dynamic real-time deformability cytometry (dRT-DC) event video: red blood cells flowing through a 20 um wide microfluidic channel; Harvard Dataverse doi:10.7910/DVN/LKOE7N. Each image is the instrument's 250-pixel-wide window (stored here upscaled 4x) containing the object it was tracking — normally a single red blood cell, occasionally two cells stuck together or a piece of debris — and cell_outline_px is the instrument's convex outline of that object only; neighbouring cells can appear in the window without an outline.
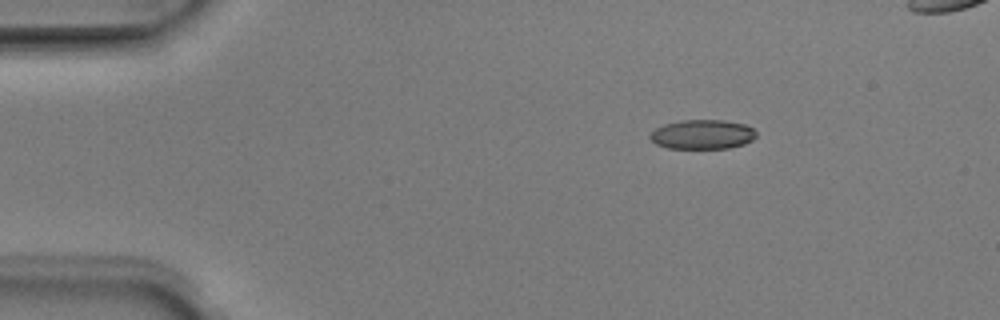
{"species": "Egyptian fruit bat (a non-hibernating species)", "species_latin": "Rousettus aegyptiacus", "temperature_condition": "room temperature", "stored_images_in_passage": 41, "camera_frame_rate_fps": 3000, "um_per_image_px": 0.085, "animal": {"sex": "male"}, "frame": {"image": 1, "passage_image": 1, "time_ms": 0.0, "image_size_px": [1000, 320], "cell_outline_px": [[756, 136], [752, 140], [744, 144], [728, 148], [668, 148], [656, 144], [648, 136], [656, 128], [664, 124], [680, 120], [724, 120], [744, 124], [752, 128], [756, 132]], "centroid_in_image_um": [59.7, 11.42], "position_along_channel_um": 25.3, "area_um2": 18.15}}
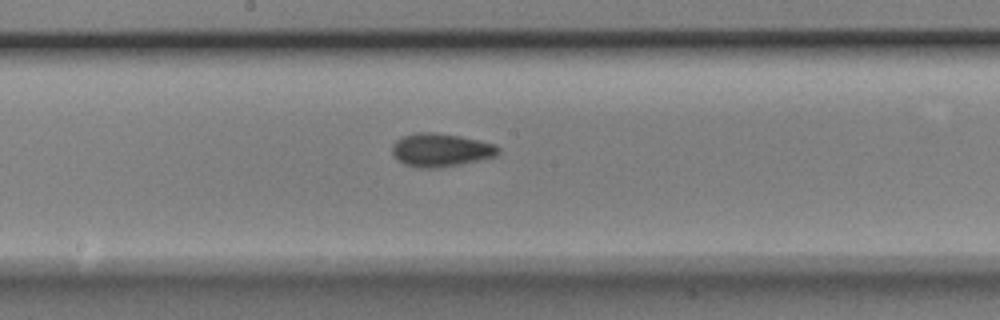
{"frame": {"image": 2, "passage_image": 20, "time_ms": 6.333, "image_size_px": [1000, 320], "cell_outline_px": [[500, 152], [496, 156], [460, 164], [440, 168], [416, 168], [404, 164], [396, 160], [392, 152], [392, 148], [396, 140], [400, 136], [416, 132], [432, 132], [460, 136], [480, 140], [496, 144], [500, 148]], "centroid_in_image_um": [37.45, 12.75], "position_along_channel_um": 210.8, "area_um2": 20.87}}
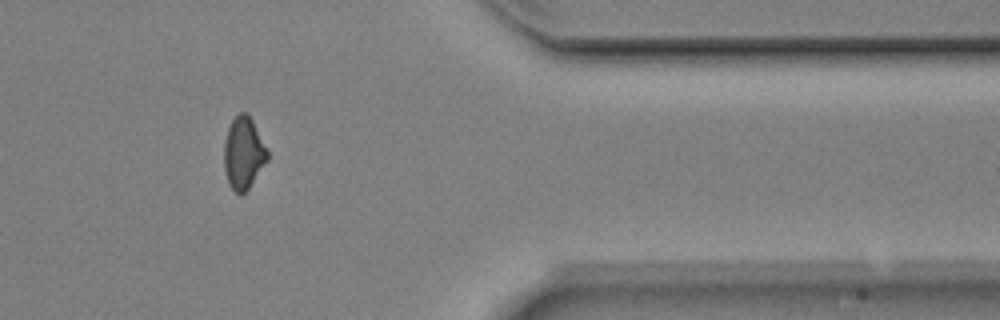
{"frame": {"image": 3, "passage_image": 35, "time_ms": 11.333, "image_size_px": [1000, 320], "cell_outline_px": [[268, 160], [248, 188], [240, 196], [228, 184], [224, 168], [224, 140], [228, 128], [232, 120], [240, 112], [248, 112], [268, 148]], "centroid_in_image_um": [20.7, 12.99], "position_along_channel_um": 390.7, "area_um2": 18.38}}